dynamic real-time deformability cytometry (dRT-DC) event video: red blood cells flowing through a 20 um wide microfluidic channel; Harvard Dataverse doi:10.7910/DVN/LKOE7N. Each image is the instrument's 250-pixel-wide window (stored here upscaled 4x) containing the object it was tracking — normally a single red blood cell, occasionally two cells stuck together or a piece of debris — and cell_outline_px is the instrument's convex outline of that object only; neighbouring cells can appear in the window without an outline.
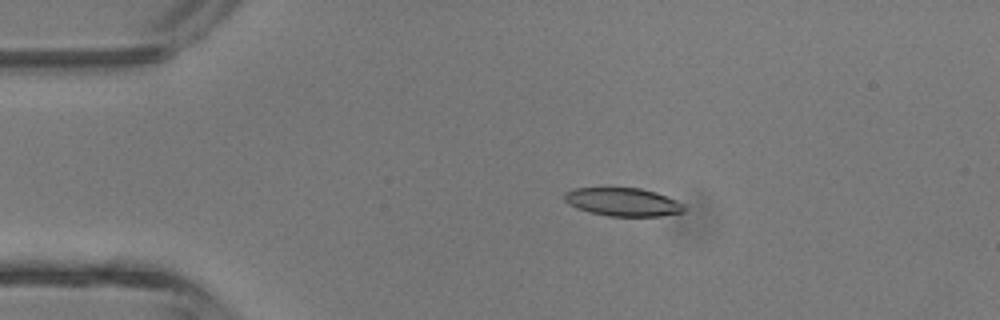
{"species": "common noctule bat (a hibernating species)", "species_latin": "Nyctalus noctula", "temperature_condition": "room temperature", "stored_images_in_passage": 3, "camera_frame_rate_fps": 3000, "um_per_image_px": 0.085, "animal": {"sex": "male", "body_mass_g": 13.3}, "frame": {"image": 1, "passage_image": 2, "time_ms": 2.0, "image_size_px": [1000, 320], "cell_outline_px": [[684, 212], [660, 216], [608, 216], [588, 212], [576, 208], [568, 204], [564, 200], [564, 192], [572, 188], [640, 188], [656, 192], [676, 200], [684, 204]], "centroid_in_image_um": [52.92, 17.17], "position_along_channel_um": 32.1, "area_um2": 19.83}}